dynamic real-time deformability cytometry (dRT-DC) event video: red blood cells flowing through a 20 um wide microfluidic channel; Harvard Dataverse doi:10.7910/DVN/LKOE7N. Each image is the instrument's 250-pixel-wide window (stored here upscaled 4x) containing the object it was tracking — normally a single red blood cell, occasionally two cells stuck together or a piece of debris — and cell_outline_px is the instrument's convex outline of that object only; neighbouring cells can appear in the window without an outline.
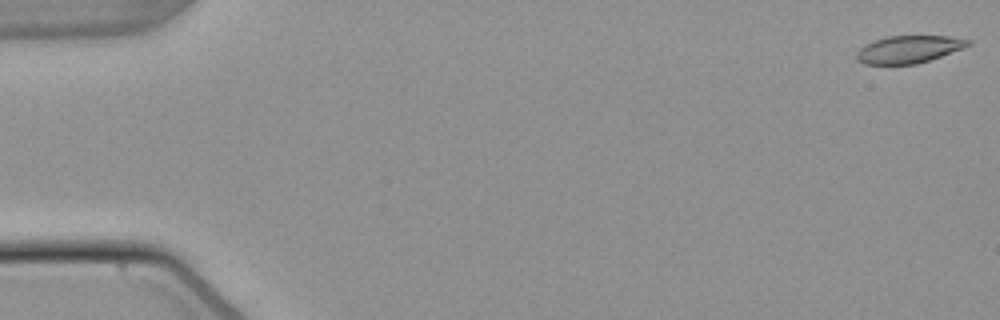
{"species": "common noctule bat (a hibernating species)", "species_latin": "Nyctalus noctula", "temperature_condition": "warm", "stored_images_in_passage": 54, "camera_frame_rate_fps": 3000, "um_per_image_px": 0.085, "animal": {"sex": "male", "body_mass_g": 21.5, "forearm_length_mm": 52.0}, "frame": {"image": 1, "passage_image": 1, "time_ms": 0.0, "image_size_px": [1000, 320], "cell_outline_px": [[972, 44], [964, 48], [916, 64], [864, 64], [856, 60], [856, 52], [864, 44], [888, 36], [948, 36], [972, 40]], "centroid_in_image_um": [77.24, 4.19], "position_along_channel_um": 7.8, "area_um2": 17.8}}
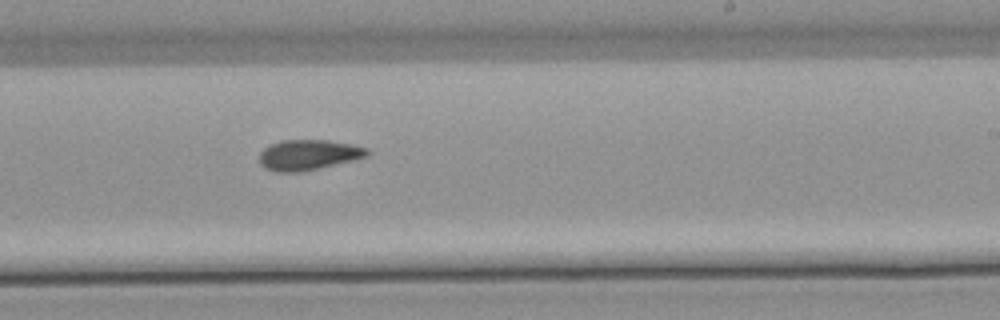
{"frame": {"image": 2, "passage_image": 33, "time_ms": 10.667, "image_size_px": [1000, 320], "cell_outline_px": [[368, 156], [304, 172], [276, 172], [264, 168], [260, 164], [260, 152], [268, 144], [280, 140], [324, 140], [348, 144], [368, 148]], "centroid_in_image_um": [26.15, 13.17], "position_along_channel_um": 262.9, "area_um2": 19.07}}
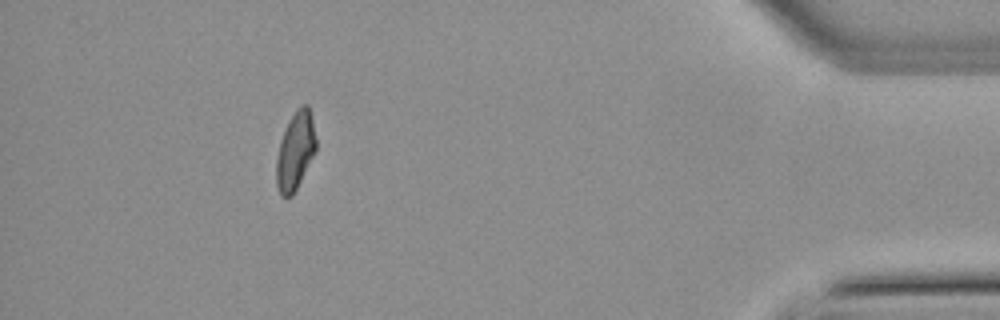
{"frame": {"image": 3, "passage_image": 49, "time_ms": 16.0, "image_size_px": [1000, 320], "cell_outline_px": [[316, 148], [292, 196], [280, 196], [276, 184], [276, 160], [280, 140], [296, 108], [304, 104], [308, 104], [312, 112], [316, 140]], "centroid_in_image_um": [25.1, 12.79], "position_along_channel_um": 410.1, "area_um2": 17.74}, "authors_computed_cell_mechanics": {"area_um2": 19.0451, "velocity_mm_per_s": 3.823, "shape_relaxation_time_tau1_ms": null, "shape_relaxation_time_tau2_ms": 5.8758, "deformation_change_tau1": null, "deformation_change_tau2": 0.1205}}